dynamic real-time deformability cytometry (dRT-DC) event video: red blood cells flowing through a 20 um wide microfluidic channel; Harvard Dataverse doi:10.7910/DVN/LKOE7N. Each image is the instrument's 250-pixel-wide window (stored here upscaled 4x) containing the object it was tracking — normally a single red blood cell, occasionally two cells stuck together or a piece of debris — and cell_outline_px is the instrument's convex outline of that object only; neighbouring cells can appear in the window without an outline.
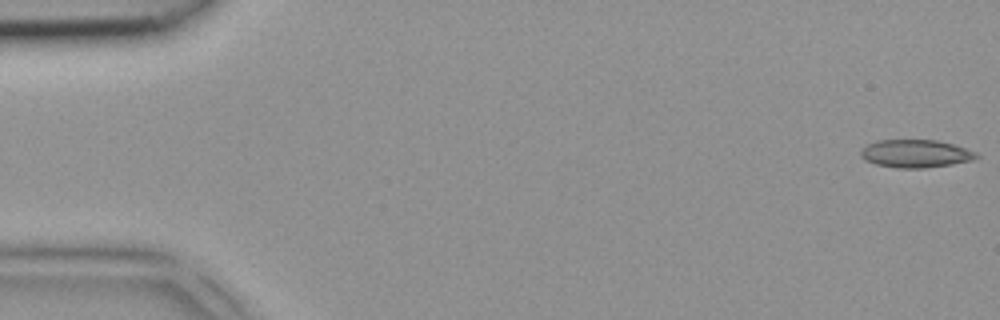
{"species": "common noctule bat (a hibernating species)", "species_latin": "Nyctalus noctula", "temperature_condition": "room temperature", "stored_images_in_passage": 4, "camera_frame_rate_fps": 3000, "um_per_image_px": 0.085, "animal": {"sex": "female", "body_mass_g": 18.4}, "frame": {"image": 1, "passage_image": 1, "time_ms": 0.0, "image_size_px": [1000, 320], "cell_outline_px": [[980, 156], [972, 160], [952, 164], [924, 168], [896, 168], [876, 164], [864, 160], [860, 156], [860, 148], [876, 140], [936, 140], [952, 144], [976, 152]], "centroid_in_image_um": [77.78, 13.06], "position_along_channel_um": 7.2, "area_um2": 18.84}}
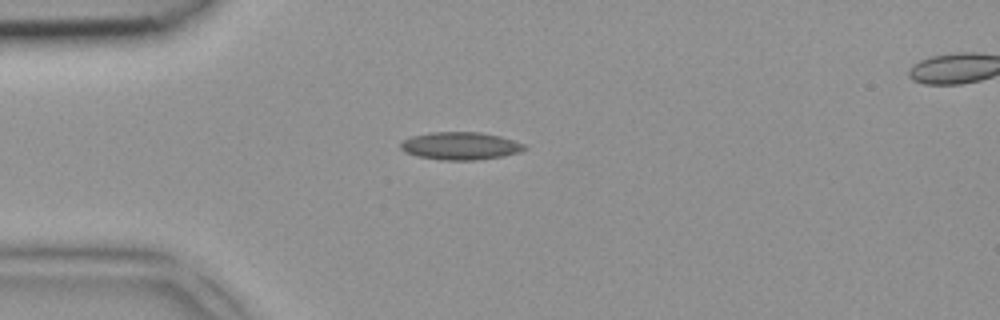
{"frame": {"image": 2, "passage_image": 3, "time_ms": 0.667, "image_size_px": [1000, 320], "cell_outline_px": [[528, 148], [520, 152], [504, 156], [476, 160], [440, 160], [416, 156], [404, 152], [400, 148], [400, 144], [404, 140], [412, 136], [428, 132], [480, 132], [500, 136], [524, 144]], "centroid_in_image_um": [39.12, 12.4], "position_along_channel_um": 45.9, "area_um2": 20.11}}